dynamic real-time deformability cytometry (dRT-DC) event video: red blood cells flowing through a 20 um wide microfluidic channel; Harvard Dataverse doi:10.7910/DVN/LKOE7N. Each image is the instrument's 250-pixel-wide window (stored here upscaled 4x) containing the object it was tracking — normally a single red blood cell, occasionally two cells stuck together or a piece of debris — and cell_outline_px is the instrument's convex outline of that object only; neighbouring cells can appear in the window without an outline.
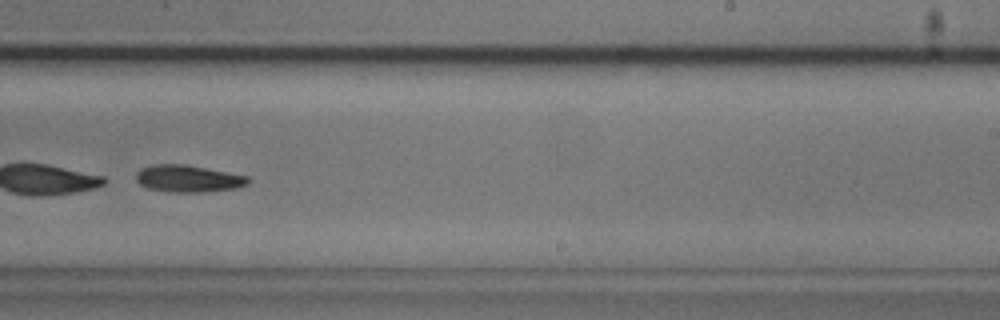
{"species": "common noctule bat (a hibernating species)", "species_latin": "Nyctalus noctula", "temperature_condition": "cold", "stored_images_in_passage": 41, "camera_frame_rate_fps": 3000, "um_per_image_px": 0.085, "animal": {"sex": "male", "body_mass_g": 20.5, "forearm_length_mm": 52.5}, "frame": {"image": 1, "passage_image": 24, "time_ms": 7.667, "image_size_px": [1000, 320], "cell_outline_px": [[252, 180], [248, 184], [236, 188], [200, 192], [168, 192], [148, 188], [140, 184], [136, 180], [136, 172], [140, 168], [152, 164], [184, 164], [248, 176]], "centroid_in_image_um": [15.98, 15.18], "position_along_channel_um": 273.0, "area_um2": 17.69}, "authors_computed_cell_mechanics": {"area_um2": 17.4556, "velocity_mm_per_s": 3.7263, "shape_relaxation_time_tau1_ms": 0.7997, "shape_relaxation_time_tau2_ms": null, "deformation_change_tau1": 0.2216, "deformation_change_tau2": null}}